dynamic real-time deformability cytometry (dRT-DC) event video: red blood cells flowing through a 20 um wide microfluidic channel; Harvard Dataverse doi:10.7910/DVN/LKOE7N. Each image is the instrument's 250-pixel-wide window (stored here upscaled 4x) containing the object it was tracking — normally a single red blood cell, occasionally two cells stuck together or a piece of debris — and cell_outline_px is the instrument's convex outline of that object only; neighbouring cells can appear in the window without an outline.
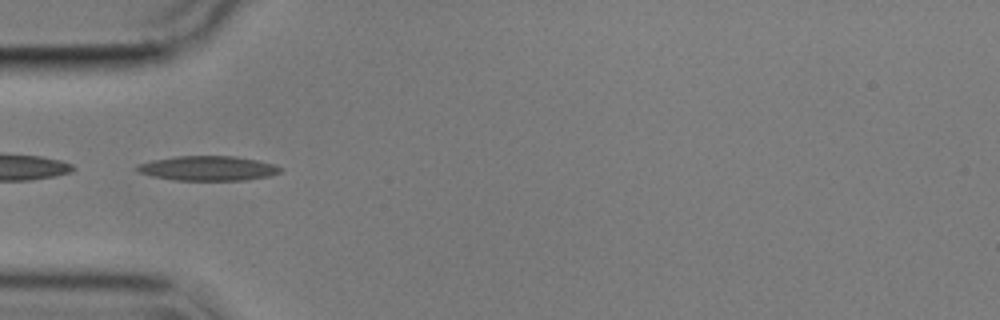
{"species": "common noctule bat (a hibernating species)", "species_latin": "Nyctalus noctula", "temperature_condition": "cold", "stored_images_in_passage": 54, "camera_frame_rate_fps": 3000, "um_per_image_px": 0.085, "animal": {"sex": "male", "body_mass_g": 17.9}, "frame": {"image": 1, "passage_image": 17, "time_ms": 5.333, "image_size_px": [1000, 320], "cell_outline_px": [[284, 168], [280, 172], [272, 176], [244, 180], [176, 180], [152, 176], [140, 172], [136, 168], [140, 164], [152, 160], [176, 156], [236, 156], [260, 160]], "centroid_in_image_um": [17.75, 14.3], "position_along_channel_um": 67.3, "area_um2": 20.58}}
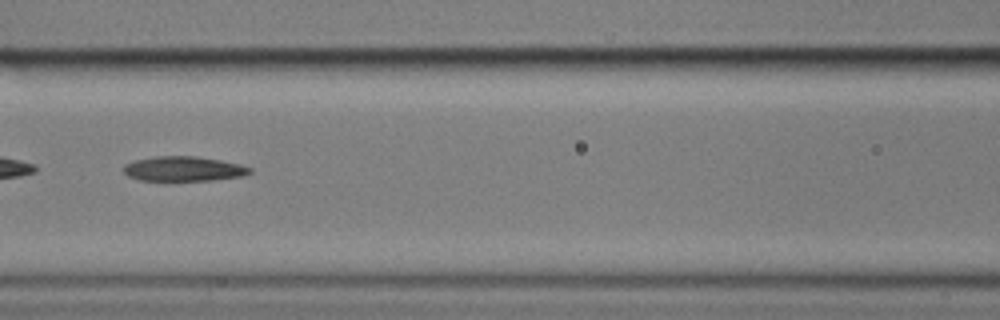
{"frame": {"image": 2, "passage_image": 24, "time_ms": 7.667, "image_size_px": [1000, 320], "cell_outline_px": [[252, 172], [240, 176], [212, 180], [140, 180], [128, 176], [124, 172], [124, 164], [136, 160], [156, 156], [196, 156], [220, 160], [240, 164], [252, 168]], "centroid_in_image_um": [15.6, 14.34], "position_along_channel_um": 151.0, "area_um2": 18.03}}
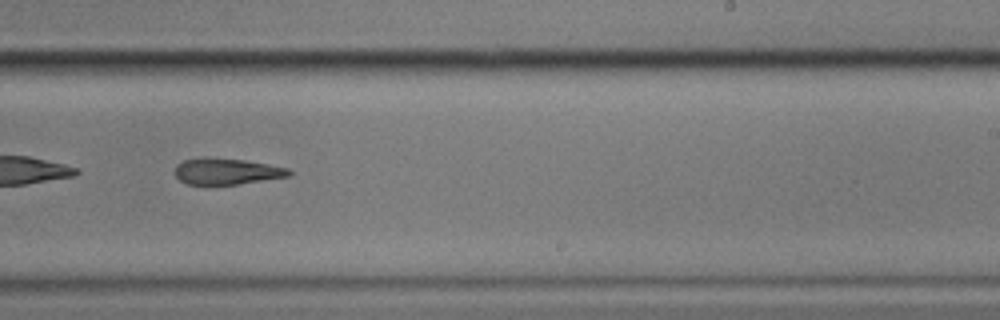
{"frame": {"image": 3, "passage_image": 34, "time_ms": 11.0, "image_size_px": [1000, 320], "cell_outline_px": [[292, 172], [288, 176], [236, 184], [188, 184], [180, 180], [176, 176], [176, 164], [184, 160], [204, 156], [244, 160], [288, 168]], "centroid_in_image_um": [19.22, 14.54], "position_along_channel_um": 269.8, "area_um2": 17.22}, "authors_computed_cell_mechanics": {"area_um2": 20.1722, "velocity_mm_per_s": 3.5701, "shape_relaxation_time_tau1_ms": 8.713, "shape_relaxation_time_tau2_ms": null, "deformation_change_tau1": 0.1827, "deformation_change_tau2": null}}